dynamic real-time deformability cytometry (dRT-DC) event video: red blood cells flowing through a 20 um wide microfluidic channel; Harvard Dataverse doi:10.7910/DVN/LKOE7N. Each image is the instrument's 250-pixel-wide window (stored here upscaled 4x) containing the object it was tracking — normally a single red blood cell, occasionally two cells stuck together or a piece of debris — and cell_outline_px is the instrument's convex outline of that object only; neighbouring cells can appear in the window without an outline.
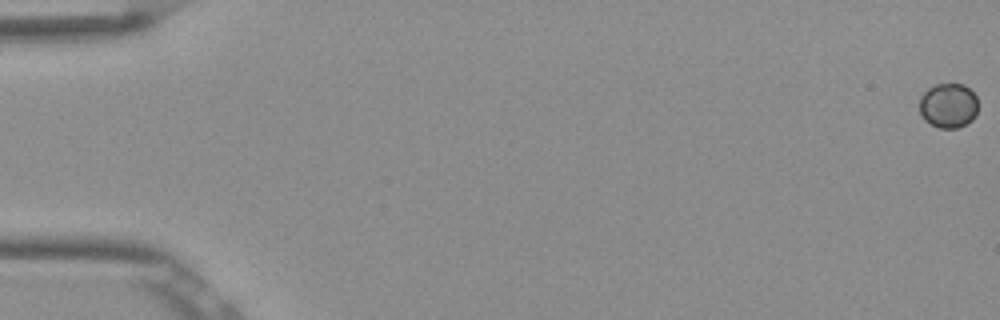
{"species": "Egyptian fruit bat (a non-hibernating species)", "species_latin": "Rousettus aegyptiacus", "temperature_condition": "room temperature", "stored_images_in_passage": 5, "camera_frame_rate_fps": 3000, "um_per_image_px": 0.085, "frame": {"image": 1, "passage_image": 1, "time_ms": 0.0, "image_size_px": [1000, 320], "cell_outline_px": [[976, 116], [972, 120], [956, 128], [940, 128], [924, 120], [920, 112], [920, 96], [928, 88], [936, 84], [964, 84], [976, 96]], "centroid_in_image_um": [80.59, 8.96], "position_along_channel_um": 4.4, "area_um2": 15.14}}
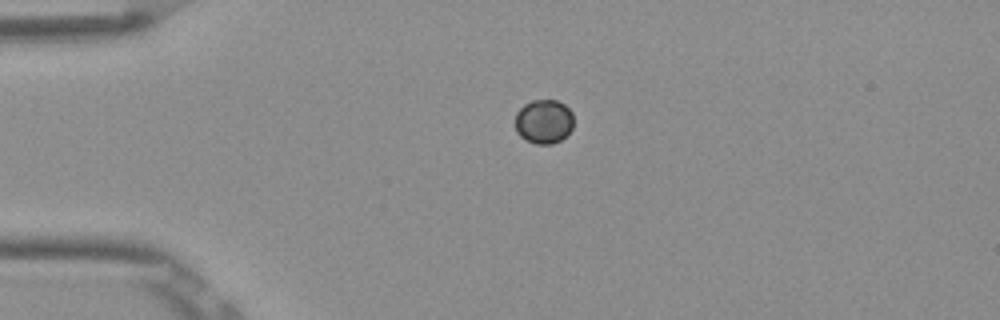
{"frame": {"image": 2, "passage_image": 4, "time_ms": 1.0, "image_size_px": [1000, 320], "cell_outline_px": [[572, 128], [560, 140], [552, 144], [536, 144], [524, 140], [516, 132], [516, 112], [524, 104], [532, 100], [556, 100], [564, 104], [572, 112]], "centroid_in_image_um": [46.2, 10.33], "position_along_channel_um": 38.8, "area_um2": 15.03}}